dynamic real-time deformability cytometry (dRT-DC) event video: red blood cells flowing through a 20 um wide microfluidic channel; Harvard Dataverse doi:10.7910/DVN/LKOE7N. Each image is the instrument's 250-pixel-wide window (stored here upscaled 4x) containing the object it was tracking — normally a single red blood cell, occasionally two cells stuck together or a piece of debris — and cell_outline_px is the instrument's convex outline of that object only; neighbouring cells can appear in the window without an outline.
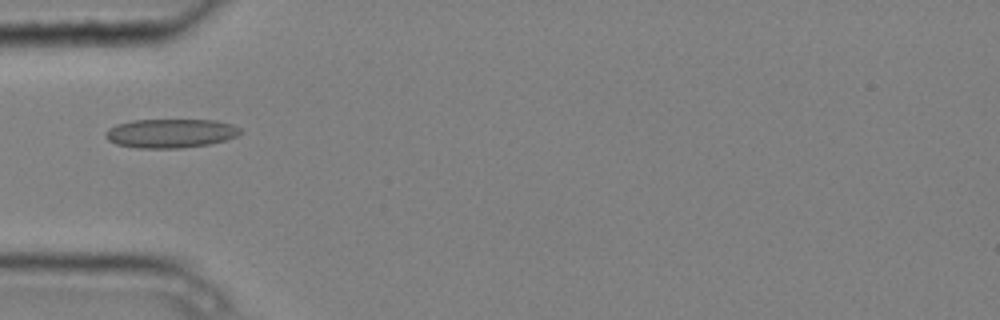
{"species": "common noctule bat (a hibernating species)", "species_latin": "Nyctalus noctula", "temperature_condition": "cold", "stored_images_in_passage": 10, "camera_frame_rate_fps": 3000, "um_per_image_px": 0.085, "animal": {"sex": "male", "body_mass_g": 20.4}, "frame": {"image": 1, "passage_image": 5, "time_ms": 1.333, "image_size_px": [1000, 320], "cell_outline_px": [[244, 132], [236, 136], [224, 140], [208, 144], [180, 148], [136, 148], [116, 144], [108, 140], [104, 136], [104, 132], [108, 128], [116, 124], [132, 120], [216, 120], [232, 124], [240, 128]], "centroid_in_image_um": [14.47, 11.33], "position_along_channel_um": 70.5, "area_um2": 22.89}}
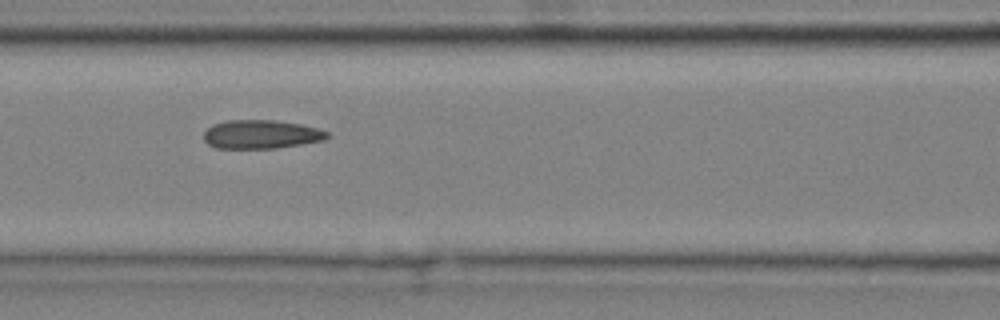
{"frame": {"image": 2, "passage_image": 7, "time_ms": 2.0, "image_size_px": [1000, 320], "cell_outline_px": [[332, 136], [324, 140], [276, 148], [216, 148], [208, 144], [204, 140], [204, 132], [212, 124], [228, 120], [276, 120], [300, 124], [316, 128], [328, 132]], "centroid_in_image_um": [22.19, 11.41], "position_along_channel_um": 144.4, "area_um2": 20.63}}
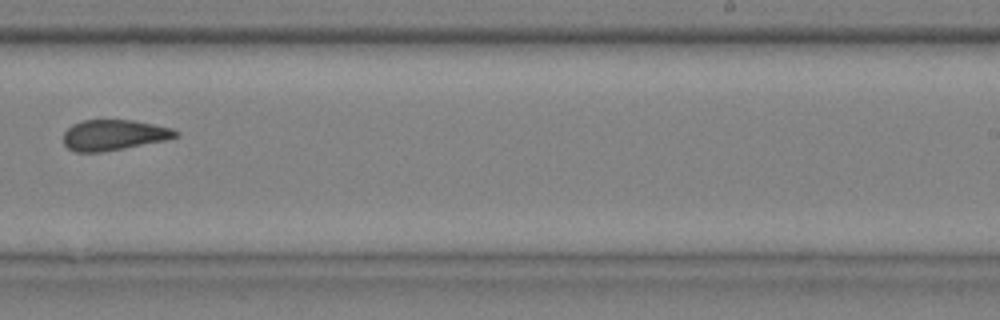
{"frame": {"image": 3, "passage_image": 10, "time_ms": 3.0, "image_size_px": [1000, 320], "cell_outline_px": [[180, 136], [168, 140], [104, 152], [76, 152], [68, 148], [64, 144], [64, 132], [72, 124], [84, 120], [132, 120], [172, 128], [180, 132]], "centroid_in_image_um": [9.71, 11.48], "position_along_channel_um": 279.3, "area_um2": 20.17}}